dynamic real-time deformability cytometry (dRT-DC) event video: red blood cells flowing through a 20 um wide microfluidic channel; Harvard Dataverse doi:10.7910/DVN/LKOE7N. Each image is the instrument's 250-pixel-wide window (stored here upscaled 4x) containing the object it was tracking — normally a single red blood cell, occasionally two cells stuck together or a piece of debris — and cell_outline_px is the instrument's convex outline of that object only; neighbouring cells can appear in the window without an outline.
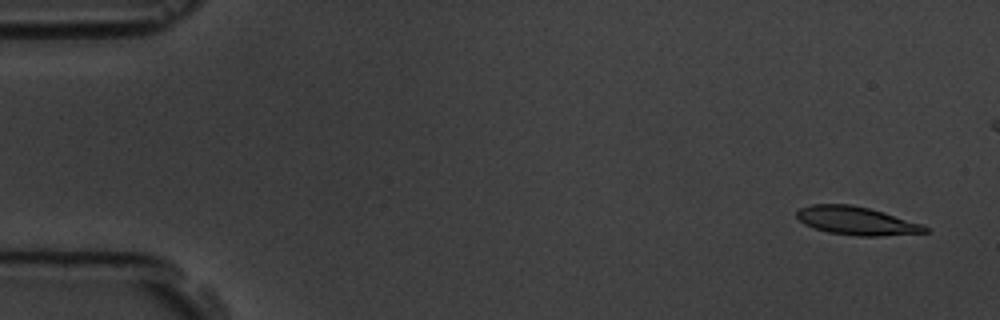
{"species": "common noctule bat (a hibernating species)", "species_latin": "Nyctalus noctula", "temperature_condition": "room temperature", "stored_images_in_passage": 6, "camera_frame_rate_fps": 3000, "um_per_image_px": 0.085, "animal": {"sex": "male", "body_mass_g": 19.5, "forearm_length_mm": 54.6}, "frame": {"image": 1, "passage_image": 1, "time_ms": 0.0, "image_size_px": [1000, 320], "cell_outline_px": [[928, 232], [880, 236], [860, 236], [828, 232], [804, 224], [796, 216], [796, 212], [800, 208], [812, 204], [852, 204], [868, 208], [924, 224], [928, 228]], "centroid_in_image_um": [72.81, 18.76], "position_along_channel_um": 12.2, "area_um2": 20.98}}